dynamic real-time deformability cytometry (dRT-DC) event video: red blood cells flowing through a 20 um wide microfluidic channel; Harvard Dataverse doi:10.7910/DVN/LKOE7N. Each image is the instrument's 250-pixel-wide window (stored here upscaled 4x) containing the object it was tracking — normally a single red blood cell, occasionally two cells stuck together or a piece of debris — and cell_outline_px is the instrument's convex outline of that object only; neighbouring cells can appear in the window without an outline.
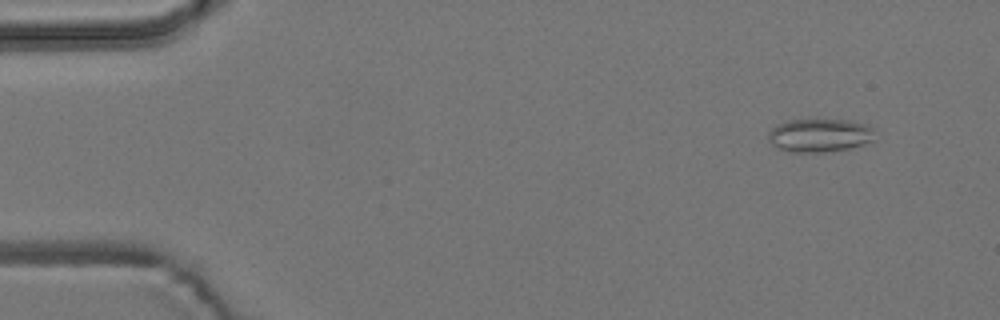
{"species": "common noctule bat (a hibernating species)", "species_latin": "Nyctalus noctula", "temperature_condition": "room temperature", "stored_images_in_passage": 4, "camera_frame_rate_fps": 3000, "um_per_image_px": 0.085, "animal": {"sex": "male", "body_mass_g": 19.2, "forearm_length_mm": 51.8}, "frame": {"image": 1, "passage_image": 2, "time_ms": 0.333, "image_size_px": [1000, 320], "cell_outline_px": [[872, 140], [864, 144], [848, 148], [824, 152], [792, 152], [780, 148], [772, 144], [768, 140], [768, 132], [776, 124], [792, 120], [848, 120], [864, 124], [872, 128]], "centroid_in_image_um": [69.62, 11.5], "position_along_channel_um": 15.4, "area_um2": 20.35}}